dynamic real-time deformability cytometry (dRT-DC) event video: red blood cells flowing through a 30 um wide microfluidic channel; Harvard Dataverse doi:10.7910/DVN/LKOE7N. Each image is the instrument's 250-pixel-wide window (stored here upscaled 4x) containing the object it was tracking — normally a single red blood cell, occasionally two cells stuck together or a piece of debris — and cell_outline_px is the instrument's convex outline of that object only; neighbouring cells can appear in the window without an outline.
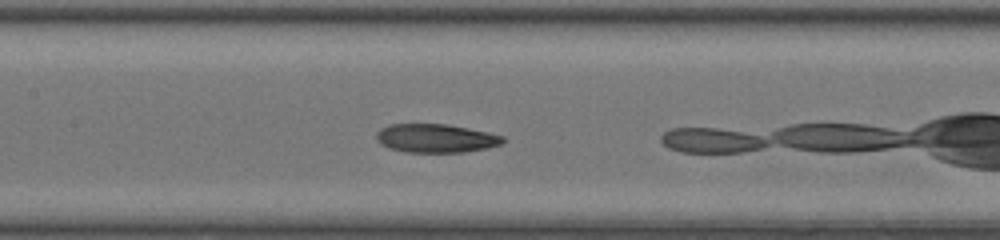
{"species": "common noctule bat (a hibernating species)", "species_latin": "Nyctalus noctula", "temperature_condition": "room temperature", "stored_images_in_passage": 34, "camera_frame_rate_fps": 3000, "um_per_image_px": 0.085, "animal": {"sex": "female", "body_mass_g": 20.0, "forearm_length_mm": 54.0}, "frame": {"image": 1, "passage_image": 10, "time_ms": 3.0, "image_size_px": [1000, 240], "cell_outline_px": [[504, 140], [500, 144], [488, 148], [464, 152], [408, 152], [388, 148], [380, 144], [376, 140], [376, 132], [380, 128], [388, 124], [444, 124], [468, 128], [488, 132], [504, 136]], "centroid_in_image_um": [37.0, 11.75], "position_along_channel_um": 170.4, "area_um2": 21.15}, "authors_computed_cell_mechanics": {"area_um2": 21.4727, "velocity_mm_per_s": 4.256, "shape_relaxation_time_tau1_ms": 0.8301, "shape_relaxation_time_tau2_ms": 3.5991, "deformation_change_tau1": 0.2589, "deformation_change_tau2": 0.0453}}